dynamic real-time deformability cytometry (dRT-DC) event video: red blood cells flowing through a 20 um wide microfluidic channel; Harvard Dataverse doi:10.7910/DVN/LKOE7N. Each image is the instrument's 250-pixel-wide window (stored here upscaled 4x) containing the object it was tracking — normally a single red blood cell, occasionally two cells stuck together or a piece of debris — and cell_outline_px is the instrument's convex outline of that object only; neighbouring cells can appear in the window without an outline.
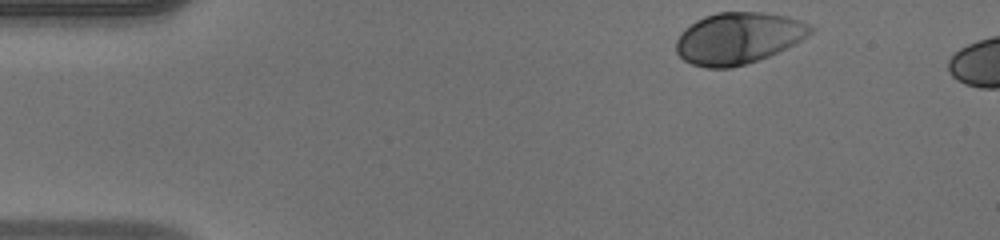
{"species": "human", "species_latin": "Homo sapiens", "temperature_condition": "warm", "stored_images_in_passage": 5, "camera_frame_rate_fps": 3000, "um_per_image_px": 0.085, "donor": {"sex": "male"}, "frame": {"image": 1, "passage_image": 1, "time_ms": 0.0, "image_size_px": [1000, 240], "cell_outline_px": [[816, 28], [808, 36], [768, 56], [732, 68], [708, 68], [692, 64], [684, 60], [676, 52], [676, 40], [680, 32], [684, 28], [696, 20], [704, 16], [716, 12], [764, 12], [788, 16], [800, 20]], "centroid_in_image_um": [62.73, 3.23], "position_along_channel_um": 22.3, "area_um2": 40.34}}